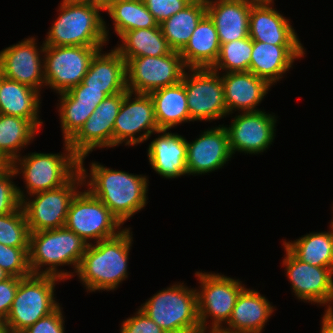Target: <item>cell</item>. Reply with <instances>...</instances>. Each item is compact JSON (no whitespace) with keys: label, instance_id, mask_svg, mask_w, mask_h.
Segmentation results:
<instances>
[{"label":"cell","instance_id":"6da1fadb","mask_svg":"<svg viewBox=\"0 0 333 333\" xmlns=\"http://www.w3.org/2000/svg\"><path fill=\"white\" fill-rule=\"evenodd\" d=\"M90 167L89 176L87 169L79 165L84 184L122 225L145 207L149 181L146 176L109 169L96 162H92ZM87 177L90 180L86 181Z\"/></svg>","mask_w":333,"mask_h":333},{"label":"cell","instance_id":"7a4b0ae2","mask_svg":"<svg viewBox=\"0 0 333 333\" xmlns=\"http://www.w3.org/2000/svg\"><path fill=\"white\" fill-rule=\"evenodd\" d=\"M131 228L117 236L89 242L77 268V275L87 291L114 290L128 277V259L132 244Z\"/></svg>","mask_w":333,"mask_h":333},{"label":"cell","instance_id":"3957f363","mask_svg":"<svg viewBox=\"0 0 333 333\" xmlns=\"http://www.w3.org/2000/svg\"><path fill=\"white\" fill-rule=\"evenodd\" d=\"M89 243L65 226L58 229L30 232L29 266L33 275H52L63 281L73 277L72 272H64L57 267L80 264ZM44 266L46 269L42 270Z\"/></svg>","mask_w":333,"mask_h":333},{"label":"cell","instance_id":"277c9868","mask_svg":"<svg viewBox=\"0 0 333 333\" xmlns=\"http://www.w3.org/2000/svg\"><path fill=\"white\" fill-rule=\"evenodd\" d=\"M58 18L46 36L45 46L103 47L109 30L101 17V6L62 0Z\"/></svg>","mask_w":333,"mask_h":333},{"label":"cell","instance_id":"5b68a950","mask_svg":"<svg viewBox=\"0 0 333 333\" xmlns=\"http://www.w3.org/2000/svg\"><path fill=\"white\" fill-rule=\"evenodd\" d=\"M166 333H204L200 327L196 289L174 284L139 308Z\"/></svg>","mask_w":333,"mask_h":333},{"label":"cell","instance_id":"8992f818","mask_svg":"<svg viewBox=\"0 0 333 333\" xmlns=\"http://www.w3.org/2000/svg\"><path fill=\"white\" fill-rule=\"evenodd\" d=\"M62 279L52 275H30L21 278L5 319L9 333H22L39 319L54 312L59 303L55 301L56 282Z\"/></svg>","mask_w":333,"mask_h":333},{"label":"cell","instance_id":"52a82bcc","mask_svg":"<svg viewBox=\"0 0 333 333\" xmlns=\"http://www.w3.org/2000/svg\"><path fill=\"white\" fill-rule=\"evenodd\" d=\"M63 145L66 151L63 154L34 152L20 156L11 163L16 175L23 174L26 194L59 188L79 171V158L67 142L64 141Z\"/></svg>","mask_w":333,"mask_h":333},{"label":"cell","instance_id":"ba28073f","mask_svg":"<svg viewBox=\"0 0 333 333\" xmlns=\"http://www.w3.org/2000/svg\"><path fill=\"white\" fill-rule=\"evenodd\" d=\"M200 290H196L198 315L201 330L218 332L223 323L231 317L233 308L241 291L245 288L241 281L230 277L208 272H197ZM211 316V317H210ZM212 319L210 330H207V319Z\"/></svg>","mask_w":333,"mask_h":333},{"label":"cell","instance_id":"9c48e42d","mask_svg":"<svg viewBox=\"0 0 333 333\" xmlns=\"http://www.w3.org/2000/svg\"><path fill=\"white\" fill-rule=\"evenodd\" d=\"M82 185H84L82 174L78 171L59 188L29 195L35 197L33 200L25 197L21 201V206L29 231L38 232L64 227L69 205L79 191L77 188Z\"/></svg>","mask_w":333,"mask_h":333},{"label":"cell","instance_id":"30bf717a","mask_svg":"<svg viewBox=\"0 0 333 333\" xmlns=\"http://www.w3.org/2000/svg\"><path fill=\"white\" fill-rule=\"evenodd\" d=\"M122 224L111 211L88 190L78 191L73 197L65 222V227L85 242L109 239L117 236ZM120 227V228H119Z\"/></svg>","mask_w":333,"mask_h":333},{"label":"cell","instance_id":"8fae6325","mask_svg":"<svg viewBox=\"0 0 333 333\" xmlns=\"http://www.w3.org/2000/svg\"><path fill=\"white\" fill-rule=\"evenodd\" d=\"M187 70L179 51L160 57H134L126 62L127 89L138 94L179 83Z\"/></svg>","mask_w":333,"mask_h":333},{"label":"cell","instance_id":"7c38bea8","mask_svg":"<svg viewBox=\"0 0 333 333\" xmlns=\"http://www.w3.org/2000/svg\"><path fill=\"white\" fill-rule=\"evenodd\" d=\"M103 47L45 46V85L63 93L77 86L86 75L94 55Z\"/></svg>","mask_w":333,"mask_h":333},{"label":"cell","instance_id":"4fadbf2b","mask_svg":"<svg viewBox=\"0 0 333 333\" xmlns=\"http://www.w3.org/2000/svg\"><path fill=\"white\" fill-rule=\"evenodd\" d=\"M182 83L185 86L191 121H212L228 115L224 86L219 72L211 68L188 69Z\"/></svg>","mask_w":333,"mask_h":333},{"label":"cell","instance_id":"5bb4252c","mask_svg":"<svg viewBox=\"0 0 333 333\" xmlns=\"http://www.w3.org/2000/svg\"><path fill=\"white\" fill-rule=\"evenodd\" d=\"M123 98L124 92L107 96L67 142L79 158V165H84L86 156L95 148L113 147V128Z\"/></svg>","mask_w":333,"mask_h":333},{"label":"cell","instance_id":"9a60e30c","mask_svg":"<svg viewBox=\"0 0 333 333\" xmlns=\"http://www.w3.org/2000/svg\"><path fill=\"white\" fill-rule=\"evenodd\" d=\"M284 249L286 256L282 265L295 296L304 302L325 304L328 307L325 314H333V271L302 262L285 245Z\"/></svg>","mask_w":333,"mask_h":333},{"label":"cell","instance_id":"2e32d148","mask_svg":"<svg viewBox=\"0 0 333 333\" xmlns=\"http://www.w3.org/2000/svg\"><path fill=\"white\" fill-rule=\"evenodd\" d=\"M128 90L124 92V98L116 117L113 128V147L122 144L127 146L142 143L151 134L158 133L159 127L155 119L154 102L149 94H138ZM146 130V131H145ZM141 131H145L140 134ZM140 136L135 137V134Z\"/></svg>","mask_w":333,"mask_h":333},{"label":"cell","instance_id":"e0dca14e","mask_svg":"<svg viewBox=\"0 0 333 333\" xmlns=\"http://www.w3.org/2000/svg\"><path fill=\"white\" fill-rule=\"evenodd\" d=\"M276 121L273 114L262 110L236 115L230 127H225L232 155L236 151L259 154L268 149L275 138Z\"/></svg>","mask_w":333,"mask_h":333},{"label":"cell","instance_id":"ac0fdd59","mask_svg":"<svg viewBox=\"0 0 333 333\" xmlns=\"http://www.w3.org/2000/svg\"><path fill=\"white\" fill-rule=\"evenodd\" d=\"M36 39L29 37L16 45H12L0 51V65L6 79L17 81L37 91L45 86L44 58L40 53L44 52L45 45L36 46Z\"/></svg>","mask_w":333,"mask_h":333},{"label":"cell","instance_id":"d6986e66","mask_svg":"<svg viewBox=\"0 0 333 333\" xmlns=\"http://www.w3.org/2000/svg\"><path fill=\"white\" fill-rule=\"evenodd\" d=\"M187 143V175L218 170L232 157L227 129L219 125Z\"/></svg>","mask_w":333,"mask_h":333},{"label":"cell","instance_id":"ffe728a7","mask_svg":"<svg viewBox=\"0 0 333 333\" xmlns=\"http://www.w3.org/2000/svg\"><path fill=\"white\" fill-rule=\"evenodd\" d=\"M273 0H257L249 14V37L273 45H302L289 20L273 8Z\"/></svg>","mask_w":333,"mask_h":333},{"label":"cell","instance_id":"44dd1931","mask_svg":"<svg viewBox=\"0 0 333 333\" xmlns=\"http://www.w3.org/2000/svg\"><path fill=\"white\" fill-rule=\"evenodd\" d=\"M257 0H206V14L213 21L219 43L249 37V14Z\"/></svg>","mask_w":333,"mask_h":333},{"label":"cell","instance_id":"7402d4cb","mask_svg":"<svg viewBox=\"0 0 333 333\" xmlns=\"http://www.w3.org/2000/svg\"><path fill=\"white\" fill-rule=\"evenodd\" d=\"M224 86L225 102L228 115L233 110L240 112H256L259 103L272 86L267 80L250 71L229 72L221 74Z\"/></svg>","mask_w":333,"mask_h":333},{"label":"cell","instance_id":"603a6c76","mask_svg":"<svg viewBox=\"0 0 333 333\" xmlns=\"http://www.w3.org/2000/svg\"><path fill=\"white\" fill-rule=\"evenodd\" d=\"M304 54L303 45H273L253 41L249 71L273 85L292 67L294 60Z\"/></svg>","mask_w":333,"mask_h":333},{"label":"cell","instance_id":"cb8c5ba5","mask_svg":"<svg viewBox=\"0 0 333 333\" xmlns=\"http://www.w3.org/2000/svg\"><path fill=\"white\" fill-rule=\"evenodd\" d=\"M274 309L265 296L245 287L237 298L228 326H223L218 332L261 333Z\"/></svg>","mask_w":333,"mask_h":333},{"label":"cell","instance_id":"d4e9b609","mask_svg":"<svg viewBox=\"0 0 333 333\" xmlns=\"http://www.w3.org/2000/svg\"><path fill=\"white\" fill-rule=\"evenodd\" d=\"M157 138L148 147V160L154 171L167 179L187 174L186 139L176 133L160 130Z\"/></svg>","mask_w":333,"mask_h":333},{"label":"cell","instance_id":"484cf974","mask_svg":"<svg viewBox=\"0 0 333 333\" xmlns=\"http://www.w3.org/2000/svg\"><path fill=\"white\" fill-rule=\"evenodd\" d=\"M101 51L92 58L82 83L88 88L103 89L108 96L126 92V61L115 48L105 54Z\"/></svg>","mask_w":333,"mask_h":333},{"label":"cell","instance_id":"4316f807","mask_svg":"<svg viewBox=\"0 0 333 333\" xmlns=\"http://www.w3.org/2000/svg\"><path fill=\"white\" fill-rule=\"evenodd\" d=\"M220 46L215 25L206 14L180 55L187 69L212 68L218 59Z\"/></svg>","mask_w":333,"mask_h":333},{"label":"cell","instance_id":"83f0119b","mask_svg":"<svg viewBox=\"0 0 333 333\" xmlns=\"http://www.w3.org/2000/svg\"><path fill=\"white\" fill-rule=\"evenodd\" d=\"M40 92L17 81L4 78L0 87V114L28 119L37 129Z\"/></svg>","mask_w":333,"mask_h":333},{"label":"cell","instance_id":"f1b7e54d","mask_svg":"<svg viewBox=\"0 0 333 333\" xmlns=\"http://www.w3.org/2000/svg\"><path fill=\"white\" fill-rule=\"evenodd\" d=\"M154 102L155 119L160 130H170L190 122L185 86L180 81L149 94Z\"/></svg>","mask_w":333,"mask_h":333},{"label":"cell","instance_id":"f546056e","mask_svg":"<svg viewBox=\"0 0 333 333\" xmlns=\"http://www.w3.org/2000/svg\"><path fill=\"white\" fill-rule=\"evenodd\" d=\"M120 40L122 44H118L115 49L126 62L134 57H160L172 51L163 36L160 24L157 27L127 31Z\"/></svg>","mask_w":333,"mask_h":333},{"label":"cell","instance_id":"4dcf8cb0","mask_svg":"<svg viewBox=\"0 0 333 333\" xmlns=\"http://www.w3.org/2000/svg\"><path fill=\"white\" fill-rule=\"evenodd\" d=\"M206 15V0H193L183 10L160 23L163 36L173 51H181L198 23Z\"/></svg>","mask_w":333,"mask_h":333},{"label":"cell","instance_id":"1f68e13d","mask_svg":"<svg viewBox=\"0 0 333 333\" xmlns=\"http://www.w3.org/2000/svg\"><path fill=\"white\" fill-rule=\"evenodd\" d=\"M328 232H312L285 245L299 260L333 271V228Z\"/></svg>","mask_w":333,"mask_h":333},{"label":"cell","instance_id":"d6a6232c","mask_svg":"<svg viewBox=\"0 0 333 333\" xmlns=\"http://www.w3.org/2000/svg\"><path fill=\"white\" fill-rule=\"evenodd\" d=\"M104 11L113 19L114 30L119 37L127 31L159 25L143 0H113Z\"/></svg>","mask_w":333,"mask_h":333},{"label":"cell","instance_id":"836d02e7","mask_svg":"<svg viewBox=\"0 0 333 333\" xmlns=\"http://www.w3.org/2000/svg\"><path fill=\"white\" fill-rule=\"evenodd\" d=\"M38 131L28 119L0 114V154L11 164Z\"/></svg>","mask_w":333,"mask_h":333},{"label":"cell","instance_id":"e575fe53","mask_svg":"<svg viewBox=\"0 0 333 333\" xmlns=\"http://www.w3.org/2000/svg\"><path fill=\"white\" fill-rule=\"evenodd\" d=\"M253 40L250 37L221 44L217 61L211 68L213 71L229 72L249 71Z\"/></svg>","mask_w":333,"mask_h":333},{"label":"cell","instance_id":"d590c367","mask_svg":"<svg viewBox=\"0 0 333 333\" xmlns=\"http://www.w3.org/2000/svg\"><path fill=\"white\" fill-rule=\"evenodd\" d=\"M30 231L24 210L0 215V243L16 248H29Z\"/></svg>","mask_w":333,"mask_h":333},{"label":"cell","instance_id":"8d00e7d4","mask_svg":"<svg viewBox=\"0 0 333 333\" xmlns=\"http://www.w3.org/2000/svg\"><path fill=\"white\" fill-rule=\"evenodd\" d=\"M97 107L75 106V101H60L59 116L64 141L68 142Z\"/></svg>","mask_w":333,"mask_h":333},{"label":"cell","instance_id":"74e56055","mask_svg":"<svg viewBox=\"0 0 333 333\" xmlns=\"http://www.w3.org/2000/svg\"><path fill=\"white\" fill-rule=\"evenodd\" d=\"M29 248H16L0 243V267L10 276L26 278L32 275L29 266Z\"/></svg>","mask_w":333,"mask_h":333},{"label":"cell","instance_id":"f35d334b","mask_svg":"<svg viewBox=\"0 0 333 333\" xmlns=\"http://www.w3.org/2000/svg\"><path fill=\"white\" fill-rule=\"evenodd\" d=\"M15 176L17 175L11 166L0 174V215L16 211L26 197L23 190L13 184L12 178Z\"/></svg>","mask_w":333,"mask_h":333},{"label":"cell","instance_id":"ab89813d","mask_svg":"<svg viewBox=\"0 0 333 333\" xmlns=\"http://www.w3.org/2000/svg\"><path fill=\"white\" fill-rule=\"evenodd\" d=\"M58 95L60 101H75V106L84 107H97L108 96L103 89L88 88L82 82Z\"/></svg>","mask_w":333,"mask_h":333},{"label":"cell","instance_id":"60d3db41","mask_svg":"<svg viewBox=\"0 0 333 333\" xmlns=\"http://www.w3.org/2000/svg\"><path fill=\"white\" fill-rule=\"evenodd\" d=\"M192 1L193 0H143L145 6L158 24L183 10Z\"/></svg>","mask_w":333,"mask_h":333},{"label":"cell","instance_id":"b9f144b4","mask_svg":"<svg viewBox=\"0 0 333 333\" xmlns=\"http://www.w3.org/2000/svg\"><path fill=\"white\" fill-rule=\"evenodd\" d=\"M120 333H166L142 310L122 322Z\"/></svg>","mask_w":333,"mask_h":333},{"label":"cell","instance_id":"7bdbcfd3","mask_svg":"<svg viewBox=\"0 0 333 333\" xmlns=\"http://www.w3.org/2000/svg\"><path fill=\"white\" fill-rule=\"evenodd\" d=\"M59 306L54 312L36 321L22 333H65L64 316Z\"/></svg>","mask_w":333,"mask_h":333},{"label":"cell","instance_id":"ee69618b","mask_svg":"<svg viewBox=\"0 0 333 333\" xmlns=\"http://www.w3.org/2000/svg\"><path fill=\"white\" fill-rule=\"evenodd\" d=\"M21 278L10 276L0 282V322H5L15 298Z\"/></svg>","mask_w":333,"mask_h":333},{"label":"cell","instance_id":"f6af8a7d","mask_svg":"<svg viewBox=\"0 0 333 333\" xmlns=\"http://www.w3.org/2000/svg\"><path fill=\"white\" fill-rule=\"evenodd\" d=\"M320 333H333V314H324Z\"/></svg>","mask_w":333,"mask_h":333},{"label":"cell","instance_id":"bcb514c9","mask_svg":"<svg viewBox=\"0 0 333 333\" xmlns=\"http://www.w3.org/2000/svg\"><path fill=\"white\" fill-rule=\"evenodd\" d=\"M71 3L92 4L102 7V0H65Z\"/></svg>","mask_w":333,"mask_h":333},{"label":"cell","instance_id":"7dc6e473","mask_svg":"<svg viewBox=\"0 0 333 333\" xmlns=\"http://www.w3.org/2000/svg\"><path fill=\"white\" fill-rule=\"evenodd\" d=\"M11 166L10 162L0 154V174Z\"/></svg>","mask_w":333,"mask_h":333},{"label":"cell","instance_id":"c3c4849f","mask_svg":"<svg viewBox=\"0 0 333 333\" xmlns=\"http://www.w3.org/2000/svg\"><path fill=\"white\" fill-rule=\"evenodd\" d=\"M10 277V275L0 267V282L8 279Z\"/></svg>","mask_w":333,"mask_h":333},{"label":"cell","instance_id":"681fc988","mask_svg":"<svg viewBox=\"0 0 333 333\" xmlns=\"http://www.w3.org/2000/svg\"><path fill=\"white\" fill-rule=\"evenodd\" d=\"M0 333H9L3 322H0Z\"/></svg>","mask_w":333,"mask_h":333},{"label":"cell","instance_id":"f907efd6","mask_svg":"<svg viewBox=\"0 0 333 333\" xmlns=\"http://www.w3.org/2000/svg\"><path fill=\"white\" fill-rule=\"evenodd\" d=\"M113 0H102V7L105 9L106 5H108Z\"/></svg>","mask_w":333,"mask_h":333},{"label":"cell","instance_id":"816d5d0a","mask_svg":"<svg viewBox=\"0 0 333 333\" xmlns=\"http://www.w3.org/2000/svg\"><path fill=\"white\" fill-rule=\"evenodd\" d=\"M4 75H3V71H2V68H1V65H0V87H1V83H2V80L4 79Z\"/></svg>","mask_w":333,"mask_h":333}]
</instances>
